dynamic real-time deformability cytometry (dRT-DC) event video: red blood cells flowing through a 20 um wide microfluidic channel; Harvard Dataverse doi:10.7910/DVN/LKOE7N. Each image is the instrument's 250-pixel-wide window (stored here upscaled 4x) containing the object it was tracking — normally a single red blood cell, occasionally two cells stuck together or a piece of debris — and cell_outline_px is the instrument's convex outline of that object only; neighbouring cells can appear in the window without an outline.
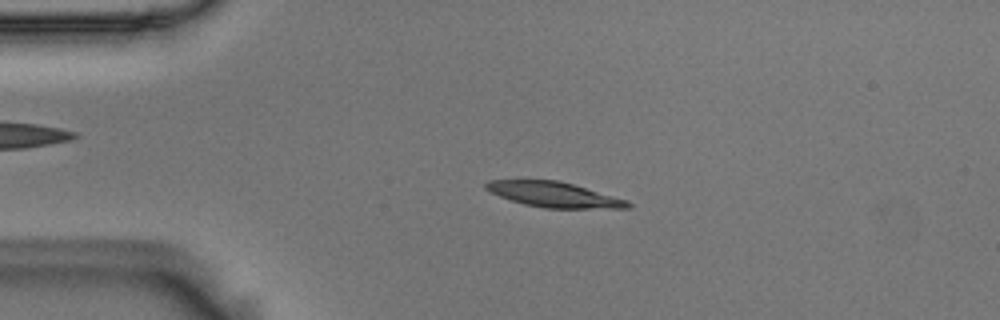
{"species": "Egyptian fruit bat (a non-hibernating species)", "species_latin": "Rousettus aegyptiacus", "temperature_condition": "room temperature", "stored_images_in_passage": 3, "camera_frame_rate_fps": 3000, "um_per_image_px": 0.085, "animal": {"sex": "male"}, "frame": {"image": 1, "passage_image": 2, "time_ms": 0.333, "image_size_px": [1000, 320], "cell_outline_px": [[632, 208], [544, 208], [524, 204], [500, 196], [484, 188], [484, 184], [488, 180], [556, 180], [572, 184], [628, 200], [632, 204]], "centroid_in_image_um": [47.1, 16.54], "position_along_channel_um": 37.9, "area_um2": 20.63}}